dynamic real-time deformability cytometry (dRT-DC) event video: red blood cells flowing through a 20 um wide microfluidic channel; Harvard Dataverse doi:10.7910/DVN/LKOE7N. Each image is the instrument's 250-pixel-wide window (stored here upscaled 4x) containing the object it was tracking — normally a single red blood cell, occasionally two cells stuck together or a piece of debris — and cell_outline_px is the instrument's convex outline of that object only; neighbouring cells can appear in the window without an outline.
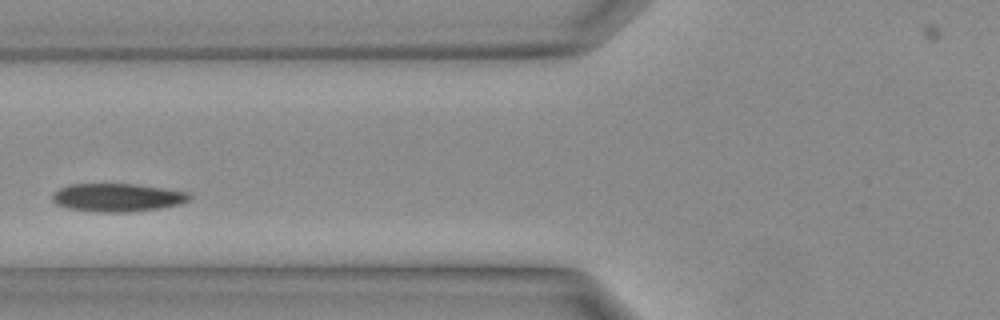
{"species": "Egyptian fruit bat (a non-hibernating species)", "species_latin": "Rousettus aegyptiacus", "temperature_condition": "warm", "stored_images_in_passage": 15, "camera_frame_rate_fps": 3000, "um_per_image_px": 0.085, "animal": {"sex": "female"}, "frame": {"image": 1, "passage_image": 5, "time_ms": 1.333, "image_size_px": [1000, 320], "cell_outline_px": [[192, 196], [188, 200], [180, 204], [160, 208], [128, 212], [96, 212], [68, 208], [56, 204], [52, 200], [52, 196], [60, 188], [72, 184], [132, 184], [188, 192]], "centroid_in_image_um": [9.97, 16.8], "position_along_channel_um": 115.8, "area_um2": 22.25}}